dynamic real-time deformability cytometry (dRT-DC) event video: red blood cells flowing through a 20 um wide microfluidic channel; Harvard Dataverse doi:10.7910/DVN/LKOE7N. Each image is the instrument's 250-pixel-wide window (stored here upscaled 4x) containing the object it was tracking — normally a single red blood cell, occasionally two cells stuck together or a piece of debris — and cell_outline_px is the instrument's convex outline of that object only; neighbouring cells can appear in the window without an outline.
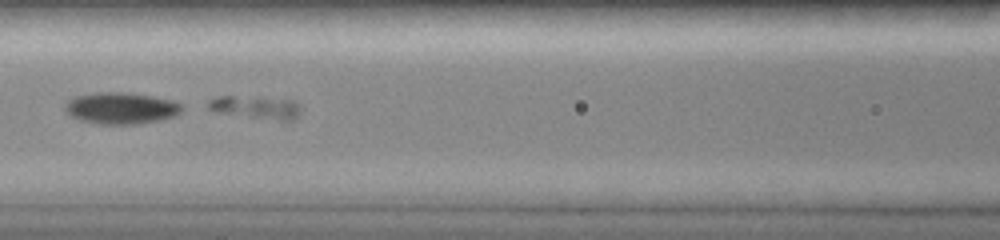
{"species": "common noctule bat (a hibernating species)", "species_latin": "Nyctalus noctula", "temperature_condition": "room temperature", "stored_images_in_passage": 65, "segment_of_instrument_passage": [2, 2], "camera_frame_rate_fps": 3000, "um_per_image_px": 0.085, "animal": {"sex": "female", "body_mass_g": 19.0, "forearm_length_mm": 51.5}, "frame": {"image": 1, "passage_image": 23, "time_ms": 6.667, "image_size_px": [1000, 240], "cell_outline_px": [[300, 112], [292, 120], [284, 120], [216, 112], [200, 104], [208, 100], [220, 96], [260, 96], [292, 100], [300, 104]], "centroid_in_image_um": [21.68, 9.07], "position_along_channel_um": 144.9, "area_um2": 12.43}}